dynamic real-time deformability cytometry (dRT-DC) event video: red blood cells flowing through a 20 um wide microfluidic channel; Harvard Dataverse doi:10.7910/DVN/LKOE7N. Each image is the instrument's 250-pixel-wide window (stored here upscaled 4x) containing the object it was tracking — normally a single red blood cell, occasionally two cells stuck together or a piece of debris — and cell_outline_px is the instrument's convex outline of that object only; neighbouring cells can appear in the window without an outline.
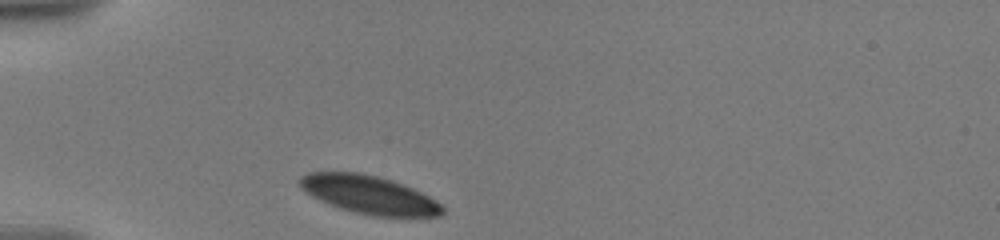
{"species": "human", "species_latin": "Homo sapiens", "temperature_condition": "warm", "stored_images_in_passage": 41, "camera_frame_rate_fps": 3000, "um_per_image_px": 0.085, "donor": {"sex": "male"}, "frame": {"image": 1, "passage_image": 1, "time_ms": 0.0, "image_size_px": [1000, 240], "cell_outline_px": [[444, 212], [440, 216], [372, 216], [352, 212], [328, 204], [312, 196], [300, 188], [296, 180], [300, 176], [308, 172], [360, 172], [392, 180], [412, 188], [436, 200], [444, 208]], "centroid_in_image_um": [31.32, 16.54], "position_along_channel_um": 53.7, "area_um2": 31.85}}
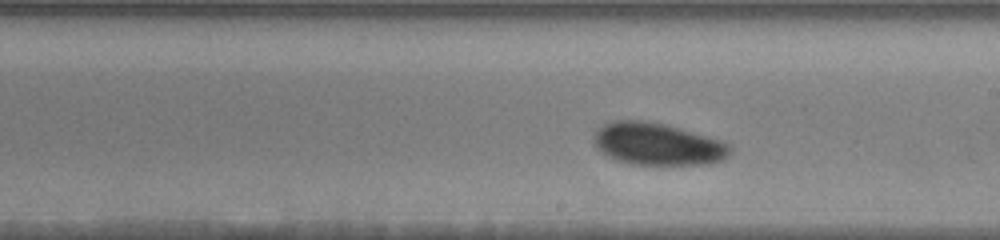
{"frame": {"image": 2, "passage_image": 16, "time_ms": 5.667, "image_size_px": [1000, 240], "cell_outline_px": [[732, 152], [728, 156], [720, 160], [708, 164], [632, 164], [608, 156], [596, 148], [592, 140], [592, 136], [604, 124], [612, 120], [644, 120], [664, 124], [680, 128], [720, 140], [728, 144], [732, 148]], "centroid_in_image_um": [55.87, 12.23], "position_along_channel_um": 233.1, "area_um2": 33.35}}
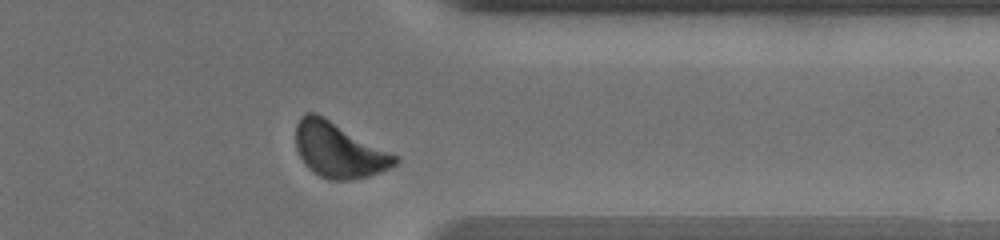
{"frame": {"image": 3, "passage_image": 35, "time_ms": 10.0, "image_size_px": [1000, 240], "cell_outline_px": [[400, 160], [396, 164], [388, 168], [368, 176], [352, 180], [328, 180], [320, 176], [308, 168], [300, 156], [296, 148], [296, 124], [300, 116], [304, 112], [316, 112], [324, 116], [396, 156]], "centroid_in_image_um": [28.74, 12.75], "position_along_channel_um": 382.7, "area_um2": 31.5}, "authors_computed_cell_mechanics": {"area_um2": 32.079, "velocity_mm_per_s": 3.5084, "shape_relaxation_time_tau1_ms": 1.8629, "shape_relaxation_time_tau2_ms": null, "deformation_change_tau1": 0.082, "deformation_change_tau2": null}}